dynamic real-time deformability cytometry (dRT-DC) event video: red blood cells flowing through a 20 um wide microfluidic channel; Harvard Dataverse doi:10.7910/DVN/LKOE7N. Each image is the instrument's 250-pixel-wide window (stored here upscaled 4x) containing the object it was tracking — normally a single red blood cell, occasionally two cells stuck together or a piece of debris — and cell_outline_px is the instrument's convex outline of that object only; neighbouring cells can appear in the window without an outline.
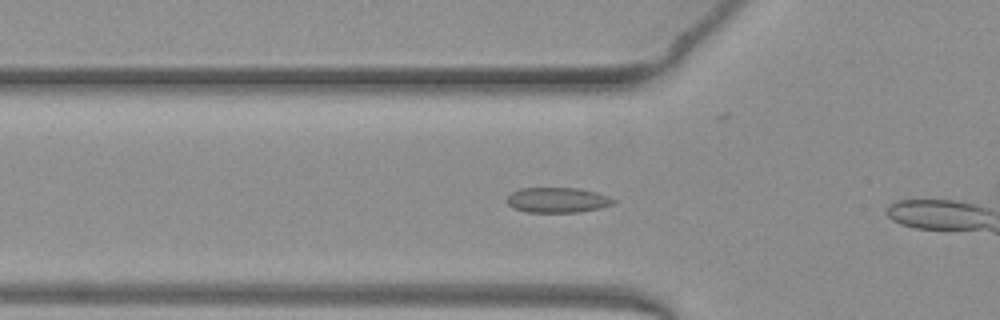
{"species": "common noctule bat (a hibernating species)", "species_latin": "Nyctalus noctula", "temperature_condition": "warm", "stored_images_in_passage": 9, "camera_frame_rate_fps": 3000, "um_per_image_px": 0.085, "animal": {"sex": "female", "body_mass_g": 19.3, "forearm_length_mm": 54.1}, "frame": {"image": 1, "passage_image": 7, "time_ms": 2.0, "image_size_px": [1000, 320], "cell_outline_px": [[616, 200], [612, 204], [600, 208], [580, 212], [524, 212], [512, 208], [508, 204], [508, 196], [512, 192], [520, 188], [576, 188], [596, 192], [608, 196]], "centroid_in_image_um": [47.37, 17.01], "position_along_channel_um": 78.4, "area_um2": 15.61}}